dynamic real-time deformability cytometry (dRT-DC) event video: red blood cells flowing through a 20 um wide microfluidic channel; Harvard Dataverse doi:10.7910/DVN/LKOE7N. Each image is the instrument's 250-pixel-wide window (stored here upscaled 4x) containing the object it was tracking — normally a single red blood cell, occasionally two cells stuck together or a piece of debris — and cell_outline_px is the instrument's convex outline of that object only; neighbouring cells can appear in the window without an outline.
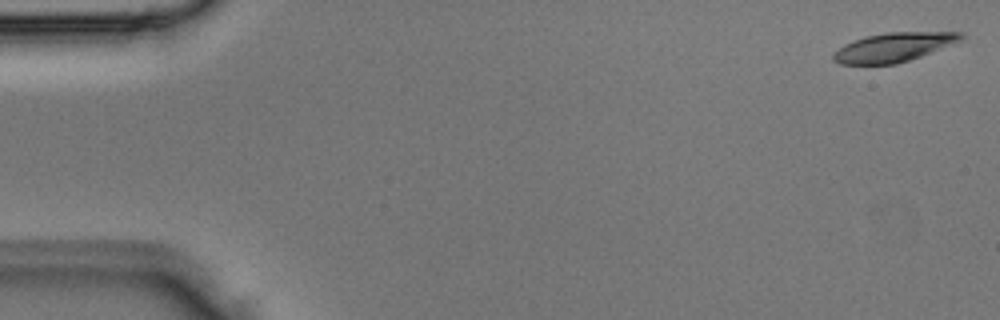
{"species": "Egyptian fruit bat (a non-hibernating species)", "species_latin": "Rousettus aegyptiacus", "temperature_condition": "room temperature", "stored_images_in_passage": 4, "camera_frame_rate_fps": 3000, "um_per_image_px": 0.085, "animal": {"sex": "male"}, "frame": {"image": 1, "passage_image": 1, "time_ms": 0.0, "image_size_px": [1000, 320], "cell_outline_px": [[964, 36], [960, 40], [920, 56], [896, 64], [840, 64], [832, 60], [832, 52], [844, 44], [864, 36], [888, 32], [964, 32]], "centroid_in_image_um": [75.88, 4.01], "position_along_channel_um": 9.1, "area_um2": 21.44}}
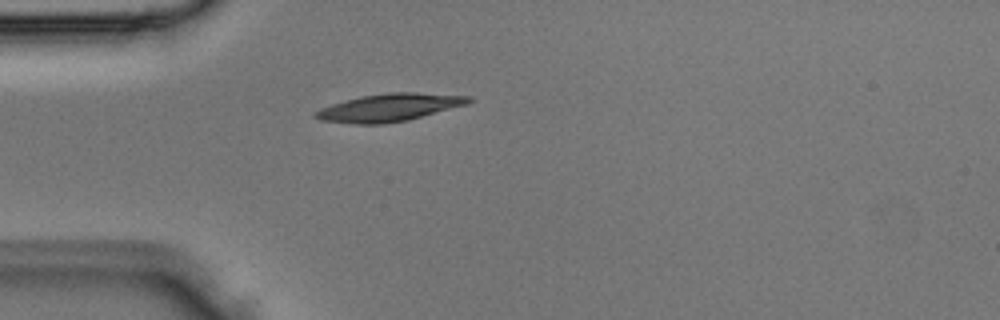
{"frame": {"image": 2, "passage_image": 4, "time_ms": 1.0, "image_size_px": [1000, 320], "cell_outline_px": [[476, 100], [468, 104], [408, 120], [384, 124], [352, 124], [320, 120], [312, 116], [312, 112], [320, 108], [332, 104], [360, 96], [388, 92], [416, 92], [472, 96]], "centroid_in_image_um": [33.1, 9.14], "position_along_channel_um": 51.9, "area_um2": 25.03}}